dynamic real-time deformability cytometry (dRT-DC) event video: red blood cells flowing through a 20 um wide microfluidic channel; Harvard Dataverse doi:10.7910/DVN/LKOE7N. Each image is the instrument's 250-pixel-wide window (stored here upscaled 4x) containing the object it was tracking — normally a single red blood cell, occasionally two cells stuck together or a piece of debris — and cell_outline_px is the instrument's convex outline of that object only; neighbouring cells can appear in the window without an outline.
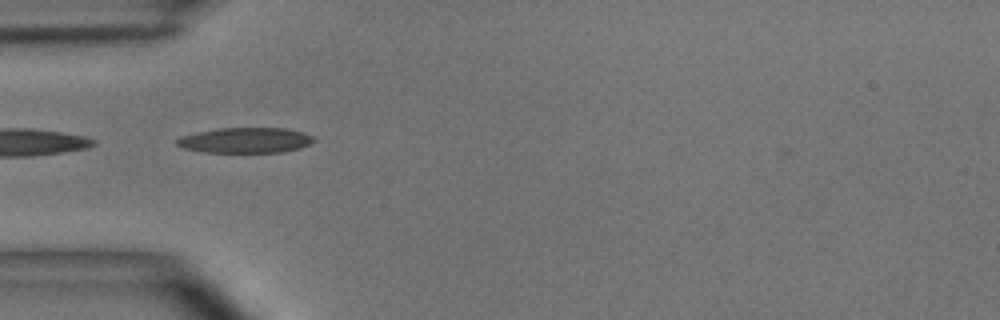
{"species": "common noctule bat (a hibernating species)", "species_latin": "Nyctalus noctula", "temperature_condition": "room temperature", "stored_images_in_passage": 3, "camera_frame_rate_fps": 3000, "um_per_image_px": 0.085, "animal": {"sex": "male", "body_mass_g": 15.6}, "frame": {"image": 1, "passage_image": 1, "time_ms": 0.0, "image_size_px": [1000, 320], "cell_outline_px": [[316, 140], [300, 148], [280, 152], [204, 152], [184, 148], [176, 144], [176, 140], [180, 136], [196, 132], [216, 128], [284, 128], [304, 132], [312, 136]], "centroid_in_image_um": [20.84, 11.91], "position_along_channel_um": 64.2, "area_um2": 20.23}}